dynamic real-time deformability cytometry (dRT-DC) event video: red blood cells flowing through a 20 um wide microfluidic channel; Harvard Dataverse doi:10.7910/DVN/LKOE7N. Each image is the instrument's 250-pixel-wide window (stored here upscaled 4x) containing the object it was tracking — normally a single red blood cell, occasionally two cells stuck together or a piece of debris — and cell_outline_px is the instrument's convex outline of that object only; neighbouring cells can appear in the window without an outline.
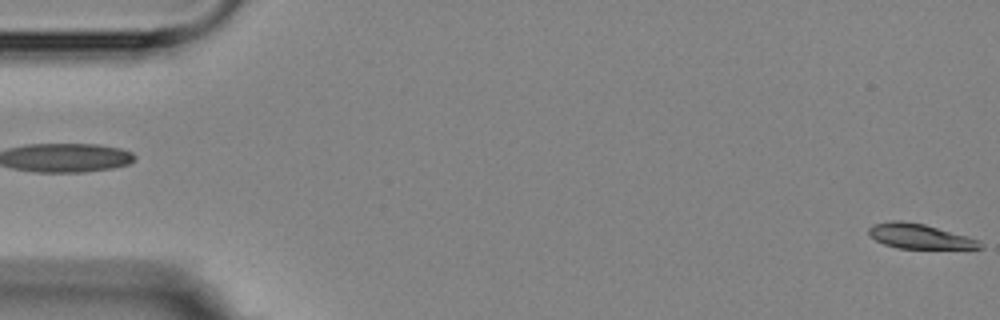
{"species": "Egyptian fruit bat (a non-hibernating species)", "species_latin": "Rousettus aegyptiacus", "temperature_condition": "room temperature", "stored_images_in_passage": 4, "segment_of_instrument_passage": [2, 2], "camera_frame_rate_fps": 3000, "um_per_image_px": 0.085, "animal": {"sex": "female"}, "frame": {"image": 1, "passage_image": 4, "time_ms": 4.0, "image_size_px": [1000, 320], "cell_outline_px": [[984, 248], [900, 248], [884, 244], [876, 240], [868, 232], [868, 228], [872, 224], [892, 220], [900, 220], [924, 224], [968, 236], [980, 240], [984, 244]], "centroid_in_image_um": [78.18, 20.07], "position_along_channel_um": 6.8, "area_um2": 16.01}}